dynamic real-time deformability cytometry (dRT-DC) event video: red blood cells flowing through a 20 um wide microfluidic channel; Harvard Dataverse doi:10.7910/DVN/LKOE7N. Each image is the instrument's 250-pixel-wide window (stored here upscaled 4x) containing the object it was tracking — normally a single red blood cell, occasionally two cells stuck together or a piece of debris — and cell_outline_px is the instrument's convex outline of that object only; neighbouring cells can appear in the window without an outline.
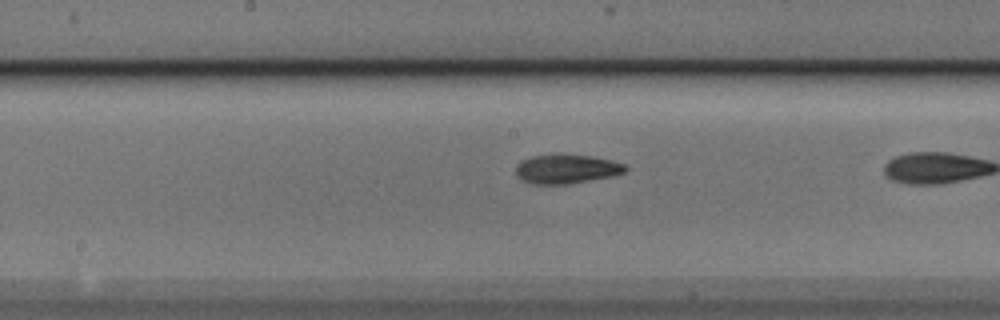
{"species": "Egyptian fruit bat (a non-hibernating species)", "species_latin": "Rousettus aegyptiacus", "temperature_condition": "cold", "stored_images_in_passage": 8, "camera_frame_rate_fps": 3000, "um_per_image_px": 0.085, "animal": {"sex": "male"}, "frame": {"image": 1, "passage_image": 7, "time_ms": 2.0, "image_size_px": [1000, 320], "cell_outline_px": [[628, 168], [624, 172], [612, 176], [568, 184], [532, 184], [520, 180], [516, 176], [516, 164], [520, 160], [532, 156], [556, 152], [592, 156], [624, 164]], "centroid_in_image_um": [48.07, 14.34], "position_along_channel_um": 200.1, "area_um2": 19.07}}